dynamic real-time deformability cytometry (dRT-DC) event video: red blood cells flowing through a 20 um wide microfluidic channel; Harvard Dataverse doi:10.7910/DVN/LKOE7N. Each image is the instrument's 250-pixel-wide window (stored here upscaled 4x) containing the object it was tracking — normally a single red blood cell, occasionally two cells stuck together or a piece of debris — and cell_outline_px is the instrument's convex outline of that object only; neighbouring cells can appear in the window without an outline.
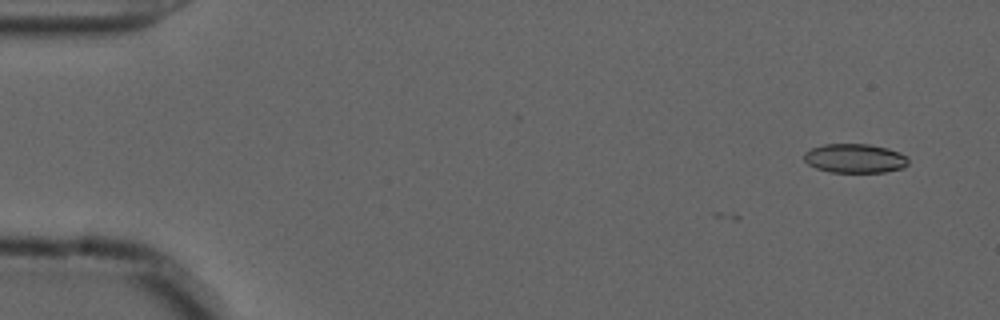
{"species": "common noctule bat (a hibernating species)", "species_latin": "Nyctalus noctula", "temperature_condition": "cold", "stored_images_in_passage": 2, "camera_frame_rate_fps": 3000, "um_per_image_px": 0.085, "animal": {"sex": "male", "forearm_length_mm": 52.5}, "frame": {"image": 1, "passage_image": 2, "time_ms": 0.333, "image_size_px": [1000, 320], "cell_outline_px": [[908, 164], [904, 168], [884, 172], [832, 172], [816, 168], [808, 164], [804, 160], [804, 152], [812, 148], [824, 144], [868, 144], [888, 148], [900, 152], [908, 160]], "centroid_in_image_um": [72.66, 13.46], "position_along_channel_um": 12.3, "area_um2": 17.69}}